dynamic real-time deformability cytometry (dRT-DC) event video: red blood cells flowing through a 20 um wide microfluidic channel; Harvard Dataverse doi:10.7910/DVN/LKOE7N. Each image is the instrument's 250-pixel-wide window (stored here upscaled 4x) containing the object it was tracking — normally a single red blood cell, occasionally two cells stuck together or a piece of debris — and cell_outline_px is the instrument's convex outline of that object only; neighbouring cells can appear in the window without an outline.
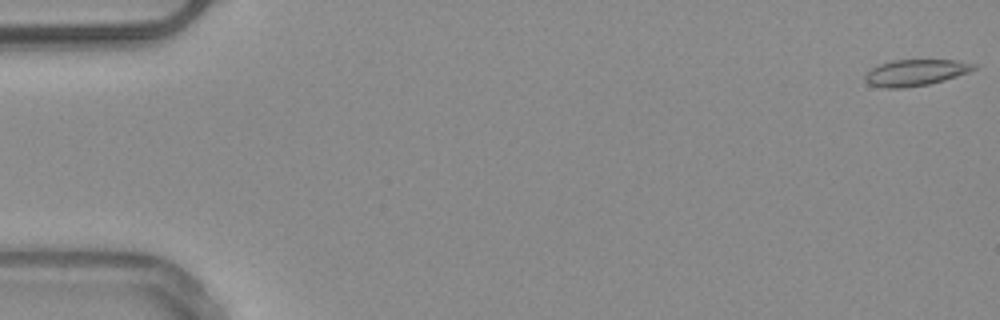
{"species": "common noctule bat (a hibernating species)", "species_latin": "Nyctalus noctula", "temperature_condition": "warm", "stored_images_in_passage": 6, "camera_frame_rate_fps": 3000, "um_per_image_px": 0.085, "animal": {"sex": "male", "body_mass_g": 20.4}, "frame": {"image": 1, "passage_image": 1, "time_ms": 0.0, "image_size_px": [1000, 320], "cell_outline_px": [[976, 68], [968, 72], [944, 80], [928, 84], [904, 88], [884, 88], [868, 84], [864, 80], [864, 76], [872, 68], [880, 64], [892, 60], [956, 60], [976, 64]], "centroid_in_image_um": [77.79, 6.17], "position_along_channel_um": 7.2, "area_um2": 16.59}}